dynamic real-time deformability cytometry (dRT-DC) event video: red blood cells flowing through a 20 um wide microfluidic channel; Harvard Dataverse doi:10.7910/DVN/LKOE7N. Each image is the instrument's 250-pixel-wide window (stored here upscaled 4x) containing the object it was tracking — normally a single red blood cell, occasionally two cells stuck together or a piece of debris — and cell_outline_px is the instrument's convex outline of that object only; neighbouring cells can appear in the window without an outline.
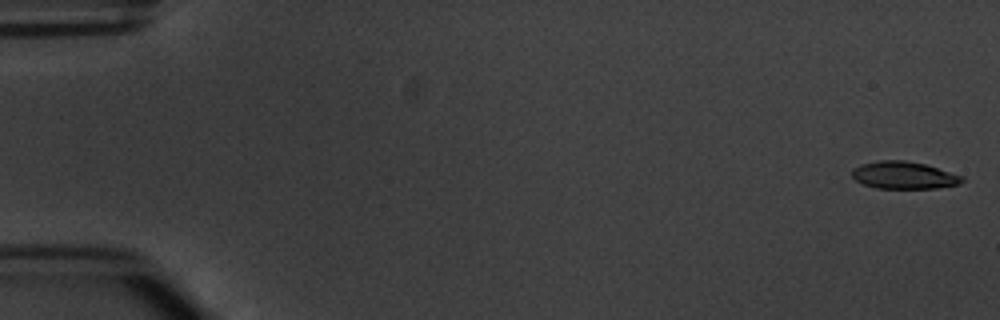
{"species": "common noctule bat (a hibernating species)", "species_latin": "Nyctalus noctula", "temperature_condition": "warm", "stored_images_in_passage": 6, "camera_frame_rate_fps": 3000, "um_per_image_px": 0.085, "animal": {"sex": "male", "body_mass_g": 20.1, "forearm_length_mm": 53.5}, "frame": {"image": 1, "passage_image": 1, "time_ms": 0.0, "image_size_px": [1000, 320], "cell_outline_px": [[964, 180], [960, 184], [936, 188], [876, 188], [864, 184], [856, 180], [852, 176], [852, 168], [860, 164], [880, 160], [904, 160], [924, 164], [964, 176]], "centroid_in_image_um": [76.82, 14.89], "position_along_channel_um": 8.2, "area_um2": 17.51}}
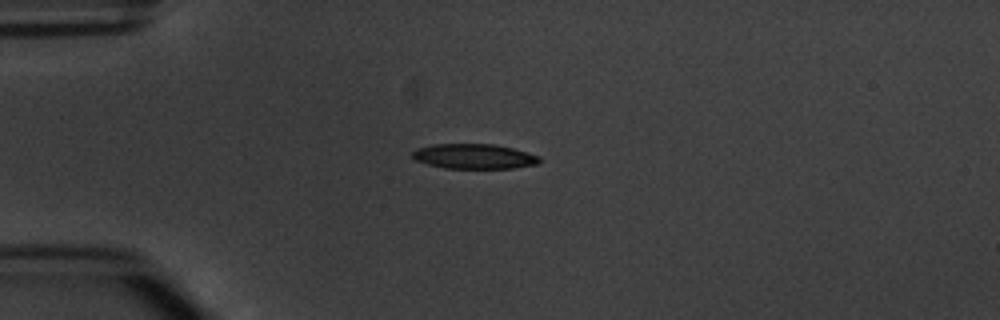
{"frame": {"image": 2, "passage_image": 4, "time_ms": 4.333, "image_size_px": [1000, 320], "cell_outline_px": [[540, 164], [512, 168], [444, 168], [428, 164], [416, 160], [412, 156], [412, 152], [416, 148], [432, 144], [492, 144], [512, 148], [540, 156]], "centroid_in_image_um": [40.3, 13.29], "position_along_channel_um": 44.7, "area_um2": 18.44}}